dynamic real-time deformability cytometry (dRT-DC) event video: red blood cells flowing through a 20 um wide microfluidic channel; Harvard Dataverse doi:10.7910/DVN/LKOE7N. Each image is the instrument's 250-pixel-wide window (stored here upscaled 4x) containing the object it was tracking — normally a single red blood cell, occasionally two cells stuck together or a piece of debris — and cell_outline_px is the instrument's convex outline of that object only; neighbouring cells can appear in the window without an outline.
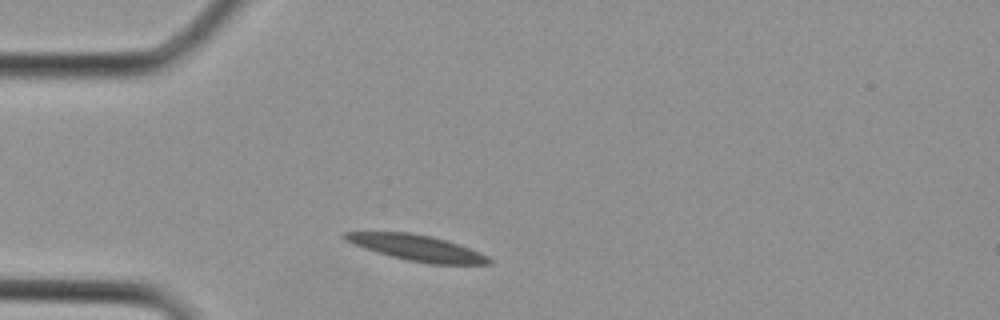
{"species": "Egyptian fruit bat (a non-hibernating species)", "species_latin": "Rousettus aegyptiacus", "temperature_condition": "cold", "stored_images_in_passage": 1, "camera_frame_rate_fps": 3000, "um_per_image_px": 0.085, "animal": {"sex": "female"}, "frame": {"image": 1, "passage_image": 1, "time_ms": 0.0, "image_size_px": [1000, 320], "cell_outline_px": [[492, 264], [432, 264], [408, 260], [376, 252], [364, 248], [344, 240], [340, 236], [340, 232], [408, 232], [432, 236], [460, 244], [480, 252], [488, 256], [492, 260]], "centroid_in_image_um": [35.43, 21.06], "position_along_channel_um": 49.6, "area_um2": 21.79}}